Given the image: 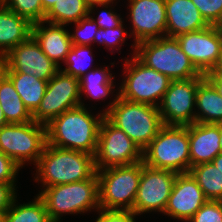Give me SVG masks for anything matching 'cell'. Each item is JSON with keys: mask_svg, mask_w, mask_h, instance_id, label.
I'll return each instance as SVG.
<instances>
[{"mask_svg": "<svg viewBox=\"0 0 222 222\" xmlns=\"http://www.w3.org/2000/svg\"><path fill=\"white\" fill-rule=\"evenodd\" d=\"M104 118L103 113L94 117L82 106L65 111L46 126L47 144L94 156Z\"/></svg>", "mask_w": 222, "mask_h": 222, "instance_id": "1", "label": "cell"}, {"mask_svg": "<svg viewBox=\"0 0 222 222\" xmlns=\"http://www.w3.org/2000/svg\"><path fill=\"white\" fill-rule=\"evenodd\" d=\"M35 181L44 188L90 179L95 173L94 156L46 144L36 163Z\"/></svg>", "mask_w": 222, "mask_h": 222, "instance_id": "2", "label": "cell"}, {"mask_svg": "<svg viewBox=\"0 0 222 222\" xmlns=\"http://www.w3.org/2000/svg\"><path fill=\"white\" fill-rule=\"evenodd\" d=\"M109 105L103 110L105 117L142 151L163 126L158 107L122 99L119 93Z\"/></svg>", "mask_w": 222, "mask_h": 222, "instance_id": "3", "label": "cell"}, {"mask_svg": "<svg viewBox=\"0 0 222 222\" xmlns=\"http://www.w3.org/2000/svg\"><path fill=\"white\" fill-rule=\"evenodd\" d=\"M135 56L170 80L205 78L182 51L176 37L164 36L138 43Z\"/></svg>", "mask_w": 222, "mask_h": 222, "instance_id": "4", "label": "cell"}, {"mask_svg": "<svg viewBox=\"0 0 222 222\" xmlns=\"http://www.w3.org/2000/svg\"><path fill=\"white\" fill-rule=\"evenodd\" d=\"M143 163L155 169L177 174L190 171L188 125H163L143 150Z\"/></svg>", "mask_w": 222, "mask_h": 222, "instance_id": "5", "label": "cell"}, {"mask_svg": "<svg viewBox=\"0 0 222 222\" xmlns=\"http://www.w3.org/2000/svg\"><path fill=\"white\" fill-rule=\"evenodd\" d=\"M45 203L51 222H61V215L100 210L97 173L90 179L44 188L38 194Z\"/></svg>", "mask_w": 222, "mask_h": 222, "instance_id": "6", "label": "cell"}, {"mask_svg": "<svg viewBox=\"0 0 222 222\" xmlns=\"http://www.w3.org/2000/svg\"><path fill=\"white\" fill-rule=\"evenodd\" d=\"M99 206L103 210L133 211L141 178V162L96 170Z\"/></svg>", "mask_w": 222, "mask_h": 222, "instance_id": "7", "label": "cell"}, {"mask_svg": "<svg viewBox=\"0 0 222 222\" xmlns=\"http://www.w3.org/2000/svg\"><path fill=\"white\" fill-rule=\"evenodd\" d=\"M132 56V59H126L124 63L127 74L118 90L119 97L158 107L171 80L155 69L147 67L135 55Z\"/></svg>", "mask_w": 222, "mask_h": 222, "instance_id": "8", "label": "cell"}, {"mask_svg": "<svg viewBox=\"0 0 222 222\" xmlns=\"http://www.w3.org/2000/svg\"><path fill=\"white\" fill-rule=\"evenodd\" d=\"M46 144V126L35 121L8 123L0 128V151L21 168L26 161L36 165Z\"/></svg>", "mask_w": 222, "mask_h": 222, "instance_id": "9", "label": "cell"}, {"mask_svg": "<svg viewBox=\"0 0 222 222\" xmlns=\"http://www.w3.org/2000/svg\"><path fill=\"white\" fill-rule=\"evenodd\" d=\"M79 79L59 70L48 82L38 108L32 113L33 121L47 126L55 117L76 107L81 102Z\"/></svg>", "mask_w": 222, "mask_h": 222, "instance_id": "10", "label": "cell"}, {"mask_svg": "<svg viewBox=\"0 0 222 222\" xmlns=\"http://www.w3.org/2000/svg\"><path fill=\"white\" fill-rule=\"evenodd\" d=\"M143 160V151L106 117L103 119L94 155L96 170L133 165Z\"/></svg>", "mask_w": 222, "mask_h": 222, "instance_id": "11", "label": "cell"}, {"mask_svg": "<svg viewBox=\"0 0 222 222\" xmlns=\"http://www.w3.org/2000/svg\"><path fill=\"white\" fill-rule=\"evenodd\" d=\"M203 79L171 80L158 106L163 125L187 126L195 123L196 111L193 110L197 87Z\"/></svg>", "mask_w": 222, "mask_h": 222, "instance_id": "12", "label": "cell"}, {"mask_svg": "<svg viewBox=\"0 0 222 222\" xmlns=\"http://www.w3.org/2000/svg\"><path fill=\"white\" fill-rule=\"evenodd\" d=\"M176 176L173 171L155 169L141 161V178L133 212L136 215L152 211L164 213Z\"/></svg>", "mask_w": 222, "mask_h": 222, "instance_id": "13", "label": "cell"}, {"mask_svg": "<svg viewBox=\"0 0 222 222\" xmlns=\"http://www.w3.org/2000/svg\"><path fill=\"white\" fill-rule=\"evenodd\" d=\"M60 68L41 50L32 36L11 48L0 59L2 72L26 73L46 81H49Z\"/></svg>", "mask_w": 222, "mask_h": 222, "instance_id": "14", "label": "cell"}, {"mask_svg": "<svg viewBox=\"0 0 222 222\" xmlns=\"http://www.w3.org/2000/svg\"><path fill=\"white\" fill-rule=\"evenodd\" d=\"M176 39L182 51L202 75L215 69L222 49V32L216 25H209L198 31L180 34Z\"/></svg>", "mask_w": 222, "mask_h": 222, "instance_id": "15", "label": "cell"}, {"mask_svg": "<svg viewBox=\"0 0 222 222\" xmlns=\"http://www.w3.org/2000/svg\"><path fill=\"white\" fill-rule=\"evenodd\" d=\"M130 19L133 27L131 32L134 39V53L136 45L143 41L154 40L166 36V8L165 0H128ZM163 34V35H162Z\"/></svg>", "mask_w": 222, "mask_h": 222, "instance_id": "16", "label": "cell"}, {"mask_svg": "<svg viewBox=\"0 0 222 222\" xmlns=\"http://www.w3.org/2000/svg\"><path fill=\"white\" fill-rule=\"evenodd\" d=\"M190 172L177 174L164 213L187 222L207 201Z\"/></svg>", "mask_w": 222, "mask_h": 222, "instance_id": "17", "label": "cell"}, {"mask_svg": "<svg viewBox=\"0 0 222 222\" xmlns=\"http://www.w3.org/2000/svg\"><path fill=\"white\" fill-rule=\"evenodd\" d=\"M191 167L209 163L221 153L219 124L193 123L188 125Z\"/></svg>", "mask_w": 222, "mask_h": 222, "instance_id": "18", "label": "cell"}, {"mask_svg": "<svg viewBox=\"0 0 222 222\" xmlns=\"http://www.w3.org/2000/svg\"><path fill=\"white\" fill-rule=\"evenodd\" d=\"M165 8L168 37H177L209 26L191 0H165Z\"/></svg>", "mask_w": 222, "mask_h": 222, "instance_id": "19", "label": "cell"}, {"mask_svg": "<svg viewBox=\"0 0 222 222\" xmlns=\"http://www.w3.org/2000/svg\"><path fill=\"white\" fill-rule=\"evenodd\" d=\"M45 21L33 23L31 36L39 44L41 50L60 67L59 61H65L71 50L72 42L70 33L64 25L49 23L45 27Z\"/></svg>", "mask_w": 222, "mask_h": 222, "instance_id": "20", "label": "cell"}, {"mask_svg": "<svg viewBox=\"0 0 222 222\" xmlns=\"http://www.w3.org/2000/svg\"><path fill=\"white\" fill-rule=\"evenodd\" d=\"M32 24L24 17L0 6V59L11 48L25 42L31 36Z\"/></svg>", "mask_w": 222, "mask_h": 222, "instance_id": "21", "label": "cell"}, {"mask_svg": "<svg viewBox=\"0 0 222 222\" xmlns=\"http://www.w3.org/2000/svg\"><path fill=\"white\" fill-rule=\"evenodd\" d=\"M196 107V123H222V96L206 77L198 84Z\"/></svg>", "mask_w": 222, "mask_h": 222, "instance_id": "22", "label": "cell"}, {"mask_svg": "<svg viewBox=\"0 0 222 222\" xmlns=\"http://www.w3.org/2000/svg\"><path fill=\"white\" fill-rule=\"evenodd\" d=\"M0 105L7 123L33 121L32 113L24 105L11 80L0 70Z\"/></svg>", "mask_w": 222, "mask_h": 222, "instance_id": "23", "label": "cell"}, {"mask_svg": "<svg viewBox=\"0 0 222 222\" xmlns=\"http://www.w3.org/2000/svg\"><path fill=\"white\" fill-rule=\"evenodd\" d=\"M3 73L14 84L15 90L24 102V105L31 113H33L40 105L46 92L48 81L21 72Z\"/></svg>", "mask_w": 222, "mask_h": 222, "instance_id": "24", "label": "cell"}, {"mask_svg": "<svg viewBox=\"0 0 222 222\" xmlns=\"http://www.w3.org/2000/svg\"><path fill=\"white\" fill-rule=\"evenodd\" d=\"M89 6L86 0H59L46 13L45 22L64 26L77 23L90 15Z\"/></svg>", "mask_w": 222, "mask_h": 222, "instance_id": "25", "label": "cell"}, {"mask_svg": "<svg viewBox=\"0 0 222 222\" xmlns=\"http://www.w3.org/2000/svg\"><path fill=\"white\" fill-rule=\"evenodd\" d=\"M113 78L108 67L95 68L89 70L83 77L79 79L80 96L82 93L86 94L93 99H104L109 94L113 93Z\"/></svg>", "mask_w": 222, "mask_h": 222, "instance_id": "26", "label": "cell"}, {"mask_svg": "<svg viewBox=\"0 0 222 222\" xmlns=\"http://www.w3.org/2000/svg\"><path fill=\"white\" fill-rule=\"evenodd\" d=\"M189 172L208 200L222 201V173L212 162L195 165Z\"/></svg>", "mask_w": 222, "mask_h": 222, "instance_id": "27", "label": "cell"}, {"mask_svg": "<svg viewBox=\"0 0 222 222\" xmlns=\"http://www.w3.org/2000/svg\"><path fill=\"white\" fill-rule=\"evenodd\" d=\"M16 198L5 212V222H51L45 203L38 194L34 201L26 204L17 205Z\"/></svg>", "mask_w": 222, "mask_h": 222, "instance_id": "28", "label": "cell"}, {"mask_svg": "<svg viewBox=\"0 0 222 222\" xmlns=\"http://www.w3.org/2000/svg\"><path fill=\"white\" fill-rule=\"evenodd\" d=\"M86 58L90 62H88ZM92 58L93 55L88 45H72L71 50L67 54L66 60L64 61L65 65L67 66L66 68H61L60 70H62L65 74H69L77 79H80L88 72V63L92 62Z\"/></svg>", "mask_w": 222, "mask_h": 222, "instance_id": "29", "label": "cell"}, {"mask_svg": "<svg viewBox=\"0 0 222 222\" xmlns=\"http://www.w3.org/2000/svg\"><path fill=\"white\" fill-rule=\"evenodd\" d=\"M3 5L26 18L31 24L45 21L46 13L41 0H4Z\"/></svg>", "mask_w": 222, "mask_h": 222, "instance_id": "30", "label": "cell"}, {"mask_svg": "<svg viewBox=\"0 0 222 222\" xmlns=\"http://www.w3.org/2000/svg\"><path fill=\"white\" fill-rule=\"evenodd\" d=\"M76 24L74 33L70 32L72 45H88L94 42V36L97 33L99 26L89 16L81 19Z\"/></svg>", "mask_w": 222, "mask_h": 222, "instance_id": "31", "label": "cell"}, {"mask_svg": "<svg viewBox=\"0 0 222 222\" xmlns=\"http://www.w3.org/2000/svg\"><path fill=\"white\" fill-rule=\"evenodd\" d=\"M123 28V24L119 25L116 28H99L94 36V42L98 41L99 44H104L106 48H109V51L110 49H113L114 46L116 47V50H119L120 48L117 49V47H120L122 45V42L124 43V40H126V35L128 33Z\"/></svg>", "mask_w": 222, "mask_h": 222, "instance_id": "32", "label": "cell"}, {"mask_svg": "<svg viewBox=\"0 0 222 222\" xmlns=\"http://www.w3.org/2000/svg\"><path fill=\"white\" fill-rule=\"evenodd\" d=\"M209 25H218L222 20V0H191Z\"/></svg>", "mask_w": 222, "mask_h": 222, "instance_id": "33", "label": "cell"}, {"mask_svg": "<svg viewBox=\"0 0 222 222\" xmlns=\"http://www.w3.org/2000/svg\"><path fill=\"white\" fill-rule=\"evenodd\" d=\"M187 222H222V201L207 200Z\"/></svg>", "mask_w": 222, "mask_h": 222, "instance_id": "34", "label": "cell"}, {"mask_svg": "<svg viewBox=\"0 0 222 222\" xmlns=\"http://www.w3.org/2000/svg\"><path fill=\"white\" fill-rule=\"evenodd\" d=\"M21 169L11 158L6 156L0 151V183L1 184H12L14 187L16 175Z\"/></svg>", "mask_w": 222, "mask_h": 222, "instance_id": "35", "label": "cell"}, {"mask_svg": "<svg viewBox=\"0 0 222 222\" xmlns=\"http://www.w3.org/2000/svg\"><path fill=\"white\" fill-rule=\"evenodd\" d=\"M98 212L100 214L96 222H135L136 214L133 211L100 209Z\"/></svg>", "mask_w": 222, "mask_h": 222, "instance_id": "36", "label": "cell"}, {"mask_svg": "<svg viewBox=\"0 0 222 222\" xmlns=\"http://www.w3.org/2000/svg\"><path fill=\"white\" fill-rule=\"evenodd\" d=\"M110 10H103L99 15L97 20H95L92 16H90L95 23L99 26V28L109 29L116 28L123 23L120 15L114 13Z\"/></svg>", "mask_w": 222, "mask_h": 222, "instance_id": "37", "label": "cell"}, {"mask_svg": "<svg viewBox=\"0 0 222 222\" xmlns=\"http://www.w3.org/2000/svg\"><path fill=\"white\" fill-rule=\"evenodd\" d=\"M16 188L12 184L0 183V212H6L16 195Z\"/></svg>", "mask_w": 222, "mask_h": 222, "instance_id": "38", "label": "cell"}, {"mask_svg": "<svg viewBox=\"0 0 222 222\" xmlns=\"http://www.w3.org/2000/svg\"><path fill=\"white\" fill-rule=\"evenodd\" d=\"M205 77L214 85L222 96V73H207Z\"/></svg>", "mask_w": 222, "mask_h": 222, "instance_id": "39", "label": "cell"}, {"mask_svg": "<svg viewBox=\"0 0 222 222\" xmlns=\"http://www.w3.org/2000/svg\"><path fill=\"white\" fill-rule=\"evenodd\" d=\"M114 1L116 0H86V2L90 5L89 14H92V11L96 6L108 8V5L110 3L113 4Z\"/></svg>", "mask_w": 222, "mask_h": 222, "instance_id": "40", "label": "cell"}, {"mask_svg": "<svg viewBox=\"0 0 222 222\" xmlns=\"http://www.w3.org/2000/svg\"><path fill=\"white\" fill-rule=\"evenodd\" d=\"M58 1L59 0H41L44 12L47 13Z\"/></svg>", "mask_w": 222, "mask_h": 222, "instance_id": "41", "label": "cell"}, {"mask_svg": "<svg viewBox=\"0 0 222 222\" xmlns=\"http://www.w3.org/2000/svg\"><path fill=\"white\" fill-rule=\"evenodd\" d=\"M212 163L222 173V153H219L213 160Z\"/></svg>", "mask_w": 222, "mask_h": 222, "instance_id": "42", "label": "cell"}, {"mask_svg": "<svg viewBox=\"0 0 222 222\" xmlns=\"http://www.w3.org/2000/svg\"><path fill=\"white\" fill-rule=\"evenodd\" d=\"M209 73H222V49H221V55H220V59L217 66L212 72H209Z\"/></svg>", "mask_w": 222, "mask_h": 222, "instance_id": "43", "label": "cell"}, {"mask_svg": "<svg viewBox=\"0 0 222 222\" xmlns=\"http://www.w3.org/2000/svg\"><path fill=\"white\" fill-rule=\"evenodd\" d=\"M8 124L5 117H4V114H3V110L1 108V105H0V128L4 125Z\"/></svg>", "mask_w": 222, "mask_h": 222, "instance_id": "44", "label": "cell"}, {"mask_svg": "<svg viewBox=\"0 0 222 222\" xmlns=\"http://www.w3.org/2000/svg\"><path fill=\"white\" fill-rule=\"evenodd\" d=\"M219 130H220V145H221V153H222V123H219Z\"/></svg>", "mask_w": 222, "mask_h": 222, "instance_id": "45", "label": "cell"}, {"mask_svg": "<svg viewBox=\"0 0 222 222\" xmlns=\"http://www.w3.org/2000/svg\"><path fill=\"white\" fill-rule=\"evenodd\" d=\"M0 222H5V212H0Z\"/></svg>", "mask_w": 222, "mask_h": 222, "instance_id": "46", "label": "cell"}, {"mask_svg": "<svg viewBox=\"0 0 222 222\" xmlns=\"http://www.w3.org/2000/svg\"><path fill=\"white\" fill-rule=\"evenodd\" d=\"M217 27L222 32V20L218 23Z\"/></svg>", "mask_w": 222, "mask_h": 222, "instance_id": "47", "label": "cell"}, {"mask_svg": "<svg viewBox=\"0 0 222 222\" xmlns=\"http://www.w3.org/2000/svg\"><path fill=\"white\" fill-rule=\"evenodd\" d=\"M4 0H0V6L3 5Z\"/></svg>", "mask_w": 222, "mask_h": 222, "instance_id": "48", "label": "cell"}]
</instances>
